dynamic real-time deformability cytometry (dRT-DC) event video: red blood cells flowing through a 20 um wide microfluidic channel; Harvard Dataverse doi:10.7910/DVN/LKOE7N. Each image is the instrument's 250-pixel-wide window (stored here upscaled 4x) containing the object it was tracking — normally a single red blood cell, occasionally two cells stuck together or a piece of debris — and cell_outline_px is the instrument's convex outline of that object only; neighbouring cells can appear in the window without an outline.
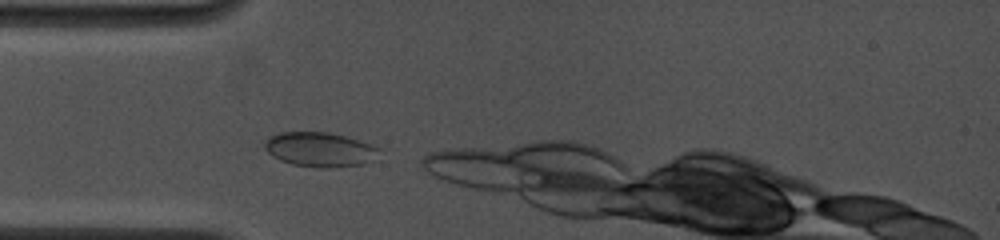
{"species": "common noctule bat (a hibernating species)", "species_latin": "Nyctalus noctula", "temperature_condition": "cold", "stored_images_in_passage": 9, "camera_frame_rate_fps": 4500, "um_per_image_px": 0.085, "animal": {"sex": "female", "body_mass_g": 19.0, "forearm_length_mm": 53.3}, "frame": {"image": 1, "passage_image": 1, "time_ms": 0.0, "image_size_px": [1000, 240], "cell_outline_px": [[384, 148], [380, 160], [364, 164], [328, 168], [320, 168], [292, 164], [280, 160], [272, 156], [264, 148], [264, 144], [268, 136], [280, 132], [328, 132], [344, 136], [372, 144]], "centroid_in_image_um": [27.29, 12.72], "position_along_channel_um": 57.7, "area_um2": 23.7}}